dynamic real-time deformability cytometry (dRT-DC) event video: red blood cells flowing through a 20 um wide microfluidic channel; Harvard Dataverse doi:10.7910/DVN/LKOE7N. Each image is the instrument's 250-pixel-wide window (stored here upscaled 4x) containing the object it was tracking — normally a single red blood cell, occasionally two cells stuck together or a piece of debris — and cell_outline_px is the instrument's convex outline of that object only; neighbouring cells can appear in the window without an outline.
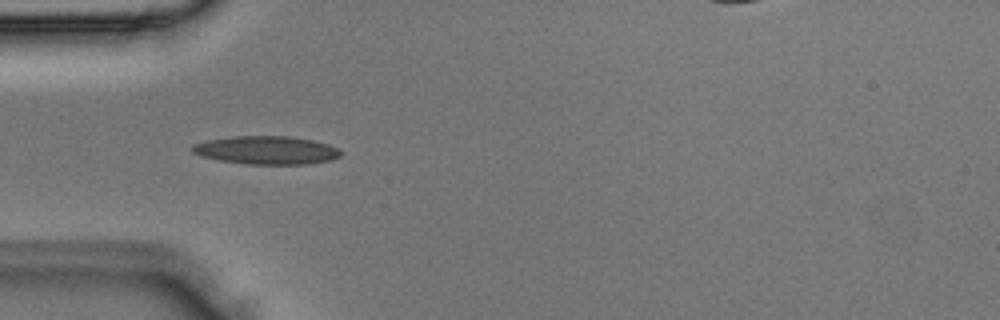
{"species": "Egyptian fruit bat (a non-hibernating species)", "species_latin": "Rousettus aegyptiacus", "temperature_condition": "room temperature", "stored_images_in_passage": 1, "camera_frame_rate_fps": 3000, "um_per_image_px": 0.085, "animal": {"sex": "male"}, "frame": {"image": 1, "passage_image": 1, "time_ms": 0.0, "image_size_px": [1000, 320], "cell_outline_px": [[344, 152], [340, 156], [332, 160], [308, 164], [248, 164], [220, 160], [204, 156], [192, 152], [188, 148], [192, 144], [208, 140], [232, 136], [292, 136], [312, 140], [328, 144]], "centroid_in_image_um": [22.66, 12.76], "position_along_channel_um": 62.3, "area_um2": 24.51}}